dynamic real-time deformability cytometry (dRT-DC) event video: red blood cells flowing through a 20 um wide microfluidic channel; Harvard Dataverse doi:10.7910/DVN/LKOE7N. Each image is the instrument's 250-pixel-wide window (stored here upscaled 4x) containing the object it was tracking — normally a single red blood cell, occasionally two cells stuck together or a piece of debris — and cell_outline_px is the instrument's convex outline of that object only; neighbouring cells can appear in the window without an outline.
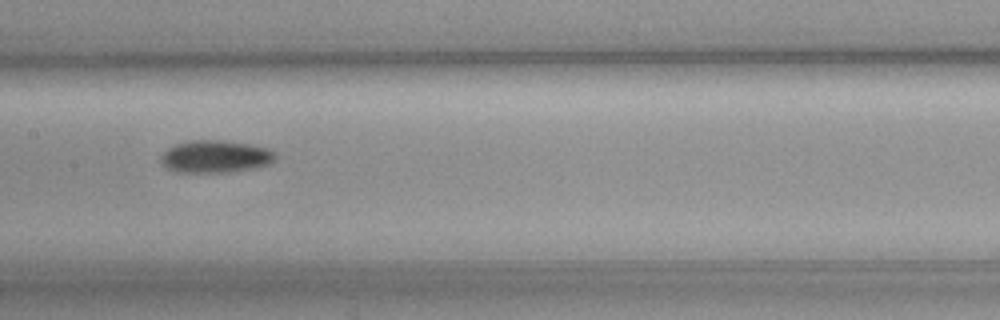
{"species": "common noctule bat (a hibernating species)", "species_latin": "Nyctalus noctula", "temperature_condition": "cold", "stored_images_in_passage": 37, "camera_frame_rate_fps": 3000, "um_per_image_px": 0.085, "animal": {"sex": "female", "body_mass_g": 19.3, "forearm_length_mm": 54.1}, "frame": {"image": 1, "passage_image": 12, "time_ms": 3.667, "image_size_px": [1000, 320], "cell_outline_px": [[276, 156], [268, 164], [252, 168], [228, 172], [176, 172], [164, 168], [160, 164], [160, 156], [168, 148], [176, 144], [188, 140], [224, 140], [248, 144], [268, 148]], "centroid_in_image_um": [18.22, 13.3], "position_along_channel_um": 189.2, "area_um2": 21.62}}
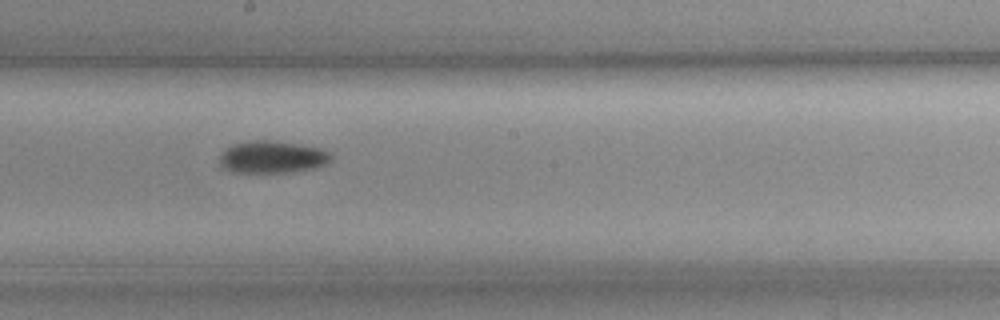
{"frame": {"image": 2, "passage_image": 15, "time_ms": 4.667, "image_size_px": [1000, 320], "cell_outline_px": [[332, 160], [324, 164], [312, 168], [284, 172], [236, 172], [224, 168], [220, 164], [220, 152], [224, 148], [232, 144], [252, 140], [268, 140], [296, 144], [320, 148], [328, 152], [332, 156]], "centroid_in_image_um": [23.09, 13.33], "position_along_channel_um": 225.1, "area_um2": 20.69}}